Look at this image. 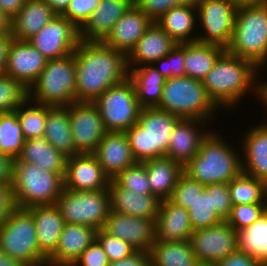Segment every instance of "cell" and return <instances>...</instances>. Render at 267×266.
Wrapping results in <instances>:
<instances>
[{"label":"cell","instance_id":"obj_17","mask_svg":"<svg viewBox=\"0 0 267 266\" xmlns=\"http://www.w3.org/2000/svg\"><path fill=\"white\" fill-rule=\"evenodd\" d=\"M110 178L93 153L67 157L64 188L74 191H98L108 188Z\"/></svg>","mask_w":267,"mask_h":266},{"label":"cell","instance_id":"obj_36","mask_svg":"<svg viewBox=\"0 0 267 266\" xmlns=\"http://www.w3.org/2000/svg\"><path fill=\"white\" fill-rule=\"evenodd\" d=\"M152 266H199L192 245L187 241H158L150 250Z\"/></svg>","mask_w":267,"mask_h":266},{"label":"cell","instance_id":"obj_8","mask_svg":"<svg viewBox=\"0 0 267 266\" xmlns=\"http://www.w3.org/2000/svg\"><path fill=\"white\" fill-rule=\"evenodd\" d=\"M29 100L50 107H66L76 102V62L73 53L47 61L29 88Z\"/></svg>","mask_w":267,"mask_h":266},{"label":"cell","instance_id":"obj_28","mask_svg":"<svg viewBox=\"0 0 267 266\" xmlns=\"http://www.w3.org/2000/svg\"><path fill=\"white\" fill-rule=\"evenodd\" d=\"M56 15L43 0H26L11 20V35L17 40H28Z\"/></svg>","mask_w":267,"mask_h":266},{"label":"cell","instance_id":"obj_20","mask_svg":"<svg viewBox=\"0 0 267 266\" xmlns=\"http://www.w3.org/2000/svg\"><path fill=\"white\" fill-rule=\"evenodd\" d=\"M93 154L110 179L137 162L125 132H106Z\"/></svg>","mask_w":267,"mask_h":266},{"label":"cell","instance_id":"obj_27","mask_svg":"<svg viewBox=\"0 0 267 266\" xmlns=\"http://www.w3.org/2000/svg\"><path fill=\"white\" fill-rule=\"evenodd\" d=\"M34 217L40 252L48 259L56 250L65 222L56 204L27 208Z\"/></svg>","mask_w":267,"mask_h":266},{"label":"cell","instance_id":"obj_7","mask_svg":"<svg viewBox=\"0 0 267 266\" xmlns=\"http://www.w3.org/2000/svg\"><path fill=\"white\" fill-rule=\"evenodd\" d=\"M64 176L26 162H13V193L19 208L57 203L64 190Z\"/></svg>","mask_w":267,"mask_h":266},{"label":"cell","instance_id":"obj_44","mask_svg":"<svg viewBox=\"0 0 267 266\" xmlns=\"http://www.w3.org/2000/svg\"><path fill=\"white\" fill-rule=\"evenodd\" d=\"M267 209V203L233 205L225 220L235 231L245 229L257 221Z\"/></svg>","mask_w":267,"mask_h":266},{"label":"cell","instance_id":"obj_22","mask_svg":"<svg viewBox=\"0 0 267 266\" xmlns=\"http://www.w3.org/2000/svg\"><path fill=\"white\" fill-rule=\"evenodd\" d=\"M153 21L135 4L115 23L103 43L128 55Z\"/></svg>","mask_w":267,"mask_h":266},{"label":"cell","instance_id":"obj_12","mask_svg":"<svg viewBox=\"0 0 267 266\" xmlns=\"http://www.w3.org/2000/svg\"><path fill=\"white\" fill-rule=\"evenodd\" d=\"M239 3L234 0H200L197 17L204 29L197 42L227 48L230 45Z\"/></svg>","mask_w":267,"mask_h":266},{"label":"cell","instance_id":"obj_60","mask_svg":"<svg viewBox=\"0 0 267 266\" xmlns=\"http://www.w3.org/2000/svg\"><path fill=\"white\" fill-rule=\"evenodd\" d=\"M256 85L253 87L252 90L255 89L254 91L256 92L254 93L259 96V100L262 99V101H264V104L267 105V82H260L259 84L256 83ZM264 125H267V123L265 122Z\"/></svg>","mask_w":267,"mask_h":266},{"label":"cell","instance_id":"obj_35","mask_svg":"<svg viewBox=\"0 0 267 266\" xmlns=\"http://www.w3.org/2000/svg\"><path fill=\"white\" fill-rule=\"evenodd\" d=\"M197 7L182 6L171 8L156 23L177 43L196 42L197 36H190L196 24Z\"/></svg>","mask_w":267,"mask_h":266},{"label":"cell","instance_id":"obj_42","mask_svg":"<svg viewBox=\"0 0 267 266\" xmlns=\"http://www.w3.org/2000/svg\"><path fill=\"white\" fill-rule=\"evenodd\" d=\"M29 99V89L20 81L0 75V113L14 112Z\"/></svg>","mask_w":267,"mask_h":266},{"label":"cell","instance_id":"obj_4","mask_svg":"<svg viewBox=\"0 0 267 266\" xmlns=\"http://www.w3.org/2000/svg\"><path fill=\"white\" fill-rule=\"evenodd\" d=\"M231 55L252 61L258 68L267 60V3H240L230 45Z\"/></svg>","mask_w":267,"mask_h":266},{"label":"cell","instance_id":"obj_51","mask_svg":"<svg viewBox=\"0 0 267 266\" xmlns=\"http://www.w3.org/2000/svg\"><path fill=\"white\" fill-rule=\"evenodd\" d=\"M213 201L218 214L226 220L233 206L228 183L213 184Z\"/></svg>","mask_w":267,"mask_h":266},{"label":"cell","instance_id":"obj_16","mask_svg":"<svg viewBox=\"0 0 267 266\" xmlns=\"http://www.w3.org/2000/svg\"><path fill=\"white\" fill-rule=\"evenodd\" d=\"M155 220L110 211L102 230L128 242L137 251L149 253L156 242Z\"/></svg>","mask_w":267,"mask_h":266},{"label":"cell","instance_id":"obj_47","mask_svg":"<svg viewBox=\"0 0 267 266\" xmlns=\"http://www.w3.org/2000/svg\"><path fill=\"white\" fill-rule=\"evenodd\" d=\"M184 58H185V43H178L170 53L165 57H161L156 60L153 64L161 63L160 67L156 69L161 73L166 79L174 77H185L186 72L184 68Z\"/></svg>","mask_w":267,"mask_h":266},{"label":"cell","instance_id":"obj_2","mask_svg":"<svg viewBox=\"0 0 267 266\" xmlns=\"http://www.w3.org/2000/svg\"><path fill=\"white\" fill-rule=\"evenodd\" d=\"M257 70L259 68L252 61L225 51L203 78L202 83L218 107L225 105L229 108L240 102L242 96L255 85Z\"/></svg>","mask_w":267,"mask_h":266},{"label":"cell","instance_id":"obj_18","mask_svg":"<svg viewBox=\"0 0 267 266\" xmlns=\"http://www.w3.org/2000/svg\"><path fill=\"white\" fill-rule=\"evenodd\" d=\"M47 61L27 40L13 38L8 48L4 74L22 82L29 89Z\"/></svg>","mask_w":267,"mask_h":266},{"label":"cell","instance_id":"obj_48","mask_svg":"<svg viewBox=\"0 0 267 266\" xmlns=\"http://www.w3.org/2000/svg\"><path fill=\"white\" fill-rule=\"evenodd\" d=\"M101 0H70L66 10L61 14L76 28L80 29L98 7Z\"/></svg>","mask_w":267,"mask_h":266},{"label":"cell","instance_id":"obj_1","mask_svg":"<svg viewBox=\"0 0 267 266\" xmlns=\"http://www.w3.org/2000/svg\"><path fill=\"white\" fill-rule=\"evenodd\" d=\"M76 102H94L104 91L129 77L127 55L103 42L78 41Z\"/></svg>","mask_w":267,"mask_h":266},{"label":"cell","instance_id":"obj_19","mask_svg":"<svg viewBox=\"0 0 267 266\" xmlns=\"http://www.w3.org/2000/svg\"><path fill=\"white\" fill-rule=\"evenodd\" d=\"M134 4V0H101L89 19L79 29V40L103 42L115 23Z\"/></svg>","mask_w":267,"mask_h":266},{"label":"cell","instance_id":"obj_41","mask_svg":"<svg viewBox=\"0 0 267 266\" xmlns=\"http://www.w3.org/2000/svg\"><path fill=\"white\" fill-rule=\"evenodd\" d=\"M30 100L22 103L15 111L20 122L25 140L44 137V127L48 113V106L36 103L26 107Z\"/></svg>","mask_w":267,"mask_h":266},{"label":"cell","instance_id":"obj_26","mask_svg":"<svg viewBox=\"0 0 267 266\" xmlns=\"http://www.w3.org/2000/svg\"><path fill=\"white\" fill-rule=\"evenodd\" d=\"M177 44L156 22H153L127 55V65L131 66L132 62L134 66L151 65L170 53Z\"/></svg>","mask_w":267,"mask_h":266},{"label":"cell","instance_id":"obj_64","mask_svg":"<svg viewBox=\"0 0 267 266\" xmlns=\"http://www.w3.org/2000/svg\"><path fill=\"white\" fill-rule=\"evenodd\" d=\"M252 3H267V0H252Z\"/></svg>","mask_w":267,"mask_h":266},{"label":"cell","instance_id":"obj_3","mask_svg":"<svg viewBox=\"0 0 267 266\" xmlns=\"http://www.w3.org/2000/svg\"><path fill=\"white\" fill-rule=\"evenodd\" d=\"M217 133L209 132L198 153L183 167V172L203 185L229 183L242 172L239 154Z\"/></svg>","mask_w":267,"mask_h":266},{"label":"cell","instance_id":"obj_23","mask_svg":"<svg viewBox=\"0 0 267 266\" xmlns=\"http://www.w3.org/2000/svg\"><path fill=\"white\" fill-rule=\"evenodd\" d=\"M204 123V120L180 119L174 126L165 157L184 167L198 153L202 140L209 133L196 128L197 124Z\"/></svg>","mask_w":267,"mask_h":266},{"label":"cell","instance_id":"obj_33","mask_svg":"<svg viewBox=\"0 0 267 266\" xmlns=\"http://www.w3.org/2000/svg\"><path fill=\"white\" fill-rule=\"evenodd\" d=\"M44 138L65 156L71 157L79 154L76 151L70 128L68 106L50 107L44 127Z\"/></svg>","mask_w":267,"mask_h":266},{"label":"cell","instance_id":"obj_45","mask_svg":"<svg viewBox=\"0 0 267 266\" xmlns=\"http://www.w3.org/2000/svg\"><path fill=\"white\" fill-rule=\"evenodd\" d=\"M96 241L106 253L110 263L128 258L137 252L128 242L113 237L102 229L97 230Z\"/></svg>","mask_w":267,"mask_h":266},{"label":"cell","instance_id":"obj_39","mask_svg":"<svg viewBox=\"0 0 267 266\" xmlns=\"http://www.w3.org/2000/svg\"><path fill=\"white\" fill-rule=\"evenodd\" d=\"M187 211L194 230L211 227L225 221L214 207L213 184L205 185V189L195 197Z\"/></svg>","mask_w":267,"mask_h":266},{"label":"cell","instance_id":"obj_25","mask_svg":"<svg viewBox=\"0 0 267 266\" xmlns=\"http://www.w3.org/2000/svg\"><path fill=\"white\" fill-rule=\"evenodd\" d=\"M155 227L158 241H187L194 232L189 212L169 199L161 200Z\"/></svg>","mask_w":267,"mask_h":266},{"label":"cell","instance_id":"obj_13","mask_svg":"<svg viewBox=\"0 0 267 266\" xmlns=\"http://www.w3.org/2000/svg\"><path fill=\"white\" fill-rule=\"evenodd\" d=\"M189 241L200 265H214L238 249L237 232L226 221L194 230Z\"/></svg>","mask_w":267,"mask_h":266},{"label":"cell","instance_id":"obj_34","mask_svg":"<svg viewBox=\"0 0 267 266\" xmlns=\"http://www.w3.org/2000/svg\"><path fill=\"white\" fill-rule=\"evenodd\" d=\"M225 51L226 49L219 45L197 41L185 43L184 68L186 76L203 80Z\"/></svg>","mask_w":267,"mask_h":266},{"label":"cell","instance_id":"obj_65","mask_svg":"<svg viewBox=\"0 0 267 266\" xmlns=\"http://www.w3.org/2000/svg\"><path fill=\"white\" fill-rule=\"evenodd\" d=\"M39 266H49V264H48V263H46V264H44V265H39ZM50 266H52V265H50Z\"/></svg>","mask_w":267,"mask_h":266},{"label":"cell","instance_id":"obj_29","mask_svg":"<svg viewBox=\"0 0 267 266\" xmlns=\"http://www.w3.org/2000/svg\"><path fill=\"white\" fill-rule=\"evenodd\" d=\"M255 126L242 139L245 162L242 172L267 184V125Z\"/></svg>","mask_w":267,"mask_h":266},{"label":"cell","instance_id":"obj_9","mask_svg":"<svg viewBox=\"0 0 267 266\" xmlns=\"http://www.w3.org/2000/svg\"><path fill=\"white\" fill-rule=\"evenodd\" d=\"M0 249L28 266L47 263L37 243L34 217L27 208L17 207L0 228Z\"/></svg>","mask_w":267,"mask_h":266},{"label":"cell","instance_id":"obj_24","mask_svg":"<svg viewBox=\"0 0 267 266\" xmlns=\"http://www.w3.org/2000/svg\"><path fill=\"white\" fill-rule=\"evenodd\" d=\"M110 211L156 219L161 200L153 194L141 195L120 187L113 179L108 185Z\"/></svg>","mask_w":267,"mask_h":266},{"label":"cell","instance_id":"obj_30","mask_svg":"<svg viewBox=\"0 0 267 266\" xmlns=\"http://www.w3.org/2000/svg\"><path fill=\"white\" fill-rule=\"evenodd\" d=\"M67 156L55 149L44 137L25 140L21 154L14 162L34 164L59 175L66 173Z\"/></svg>","mask_w":267,"mask_h":266},{"label":"cell","instance_id":"obj_54","mask_svg":"<svg viewBox=\"0 0 267 266\" xmlns=\"http://www.w3.org/2000/svg\"><path fill=\"white\" fill-rule=\"evenodd\" d=\"M108 266H152L150 253L137 251L123 260L111 262Z\"/></svg>","mask_w":267,"mask_h":266},{"label":"cell","instance_id":"obj_62","mask_svg":"<svg viewBox=\"0 0 267 266\" xmlns=\"http://www.w3.org/2000/svg\"><path fill=\"white\" fill-rule=\"evenodd\" d=\"M200 0H177V5L197 7Z\"/></svg>","mask_w":267,"mask_h":266},{"label":"cell","instance_id":"obj_43","mask_svg":"<svg viewBox=\"0 0 267 266\" xmlns=\"http://www.w3.org/2000/svg\"><path fill=\"white\" fill-rule=\"evenodd\" d=\"M113 180L122 188L137 194L149 195L151 193L147 170L143 162H136L120 172Z\"/></svg>","mask_w":267,"mask_h":266},{"label":"cell","instance_id":"obj_10","mask_svg":"<svg viewBox=\"0 0 267 266\" xmlns=\"http://www.w3.org/2000/svg\"><path fill=\"white\" fill-rule=\"evenodd\" d=\"M93 103L107 132H125L138 122L142 110L129 77L108 88Z\"/></svg>","mask_w":267,"mask_h":266},{"label":"cell","instance_id":"obj_61","mask_svg":"<svg viewBox=\"0 0 267 266\" xmlns=\"http://www.w3.org/2000/svg\"><path fill=\"white\" fill-rule=\"evenodd\" d=\"M11 34V19L0 10V35Z\"/></svg>","mask_w":267,"mask_h":266},{"label":"cell","instance_id":"obj_59","mask_svg":"<svg viewBox=\"0 0 267 266\" xmlns=\"http://www.w3.org/2000/svg\"><path fill=\"white\" fill-rule=\"evenodd\" d=\"M0 266H28V265L16 259H13L0 249Z\"/></svg>","mask_w":267,"mask_h":266},{"label":"cell","instance_id":"obj_32","mask_svg":"<svg viewBox=\"0 0 267 266\" xmlns=\"http://www.w3.org/2000/svg\"><path fill=\"white\" fill-rule=\"evenodd\" d=\"M137 66L129 70V79L134 85L136 97L142 108L158 107L166 78L153 67Z\"/></svg>","mask_w":267,"mask_h":266},{"label":"cell","instance_id":"obj_58","mask_svg":"<svg viewBox=\"0 0 267 266\" xmlns=\"http://www.w3.org/2000/svg\"><path fill=\"white\" fill-rule=\"evenodd\" d=\"M57 14L61 15L67 8L70 0H43Z\"/></svg>","mask_w":267,"mask_h":266},{"label":"cell","instance_id":"obj_37","mask_svg":"<svg viewBox=\"0 0 267 266\" xmlns=\"http://www.w3.org/2000/svg\"><path fill=\"white\" fill-rule=\"evenodd\" d=\"M238 249L267 264V213L245 229L237 231Z\"/></svg>","mask_w":267,"mask_h":266},{"label":"cell","instance_id":"obj_56","mask_svg":"<svg viewBox=\"0 0 267 266\" xmlns=\"http://www.w3.org/2000/svg\"><path fill=\"white\" fill-rule=\"evenodd\" d=\"M25 2L26 0H0V10L12 20L25 5Z\"/></svg>","mask_w":267,"mask_h":266},{"label":"cell","instance_id":"obj_6","mask_svg":"<svg viewBox=\"0 0 267 266\" xmlns=\"http://www.w3.org/2000/svg\"><path fill=\"white\" fill-rule=\"evenodd\" d=\"M180 119L207 121L218 107L209 97L202 80L188 76L165 80L162 97L157 107Z\"/></svg>","mask_w":267,"mask_h":266},{"label":"cell","instance_id":"obj_5","mask_svg":"<svg viewBox=\"0 0 267 266\" xmlns=\"http://www.w3.org/2000/svg\"><path fill=\"white\" fill-rule=\"evenodd\" d=\"M179 120L157 107L142 108L138 122L125 131L134 159L144 162L165 157L174 126Z\"/></svg>","mask_w":267,"mask_h":266},{"label":"cell","instance_id":"obj_57","mask_svg":"<svg viewBox=\"0 0 267 266\" xmlns=\"http://www.w3.org/2000/svg\"><path fill=\"white\" fill-rule=\"evenodd\" d=\"M12 39L13 36L11 34L0 35V75H4L7 63L8 48Z\"/></svg>","mask_w":267,"mask_h":266},{"label":"cell","instance_id":"obj_49","mask_svg":"<svg viewBox=\"0 0 267 266\" xmlns=\"http://www.w3.org/2000/svg\"><path fill=\"white\" fill-rule=\"evenodd\" d=\"M134 4L153 22L171 8L178 6L177 0H134Z\"/></svg>","mask_w":267,"mask_h":266},{"label":"cell","instance_id":"obj_14","mask_svg":"<svg viewBox=\"0 0 267 266\" xmlns=\"http://www.w3.org/2000/svg\"><path fill=\"white\" fill-rule=\"evenodd\" d=\"M68 112L76 151L94 153L107 132L98 107L93 102H74Z\"/></svg>","mask_w":267,"mask_h":266},{"label":"cell","instance_id":"obj_63","mask_svg":"<svg viewBox=\"0 0 267 266\" xmlns=\"http://www.w3.org/2000/svg\"><path fill=\"white\" fill-rule=\"evenodd\" d=\"M236 1L237 3H252V0H234Z\"/></svg>","mask_w":267,"mask_h":266},{"label":"cell","instance_id":"obj_50","mask_svg":"<svg viewBox=\"0 0 267 266\" xmlns=\"http://www.w3.org/2000/svg\"><path fill=\"white\" fill-rule=\"evenodd\" d=\"M109 264L110 261L106 253L100 244L95 240L82 252L80 257L72 266H108Z\"/></svg>","mask_w":267,"mask_h":266},{"label":"cell","instance_id":"obj_15","mask_svg":"<svg viewBox=\"0 0 267 266\" xmlns=\"http://www.w3.org/2000/svg\"><path fill=\"white\" fill-rule=\"evenodd\" d=\"M27 41L47 60L60 59L74 52L79 29L62 15H56Z\"/></svg>","mask_w":267,"mask_h":266},{"label":"cell","instance_id":"obj_52","mask_svg":"<svg viewBox=\"0 0 267 266\" xmlns=\"http://www.w3.org/2000/svg\"><path fill=\"white\" fill-rule=\"evenodd\" d=\"M16 208L12 183H0V228Z\"/></svg>","mask_w":267,"mask_h":266},{"label":"cell","instance_id":"obj_55","mask_svg":"<svg viewBox=\"0 0 267 266\" xmlns=\"http://www.w3.org/2000/svg\"><path fill=\"white\" fill-rule=\"evenodd\" d=\"M14 160L0 152V183H12Z\"/></svg>","mask_w":267,"mask_h":266},{"label":"cell","instance_id":"obj_21","mask_svg":"<svg viewBox=\"0 0 267 266\" xmlns=\"http://www.w3.org/2000/svg\"><path fill=\"white\" fill-rule=\"evenodd\" d=\"M97 229L65 223L55 252L47 259L52 266H72L82 252L96 240Z\"/></svg>","mask_w":267,"mask_h":266},{"label":"cell","instance_id":"obj_53","mask_svg":"<svg viewBox=\"0 0 267 266\" xmlns=\"http://www.w3.org/2000/svg\"><path fill=\"white\" fill-rule=\"evenodd\" d=\"M213 266H262V263L254 259L250 254L237 249Z\"/></svg>","mask_w":267,"mask_h":266},{"label":"cell","instance_id":"obj_38","mask_svg":"<svg viewBox=\"0 0 267 266\" xmlns=\"http://www.w3.org/2000/svg\"><path fill=\"white\" fill-rule=\"evenodd\" d=\"M233 205L267 203V184L241 172L228 183Z\"/></svg>","mask_w":267,"mask_h":266},{"label":"cell","instance_id":"obj_11","mask_svg":"<svg viewBox=\"0 0 267 266\" xmlns=\"http://www.w3.org/2000/svg\"><path fill=\"white\" fill-rule=\"evenodd\" d=\"M56 205L65 223L102 229L110 212L108 188L98 191L65 189Z\"/></svg>","mask_w":267,"mask_h":266},{"label":"cell","instance_id":"obj_40","mask_svg":"<svg viewBox=\"0 0 267 266\" xmlns=\"http://www.w3.org/2000/svg\"><path fill=\"white\" fill-rule=\"evenodd\" d=\"M24 141L16 111L0 113V152L16 160L21 154Z\"/></svg>","mask_w":267,"mask_h":266},{"label":"cell","instance_id":"obj_46","mask_svg":"<svg viewBox=\"0 0 267 266\" xmlns=\"http://www.w3.org/2000/svg\"><path fill=\"white\" fill-rule=\"evenodd\" d=\"M205 189V185L192 180L186 174H182L173 190L169 200L174 204L189 209L193 200Z\"/></svg>","mask_w":267,"mask_h":266},{"label":"cell","instance_id":"obj_31","mask_svg":"<svg viewBox=\"0 0 267 266\" xmlns=\"http://www.w3.org/2000/svg\"><path fill=\"white\" fill-rule=\"evenodd\" d=\"M143 163L151 193L160 200L169 199L179 177L184 173L183 166L166 157L146 160Z\"/></svg>","mask_w":267,"mask_h":266}]
</instances>
